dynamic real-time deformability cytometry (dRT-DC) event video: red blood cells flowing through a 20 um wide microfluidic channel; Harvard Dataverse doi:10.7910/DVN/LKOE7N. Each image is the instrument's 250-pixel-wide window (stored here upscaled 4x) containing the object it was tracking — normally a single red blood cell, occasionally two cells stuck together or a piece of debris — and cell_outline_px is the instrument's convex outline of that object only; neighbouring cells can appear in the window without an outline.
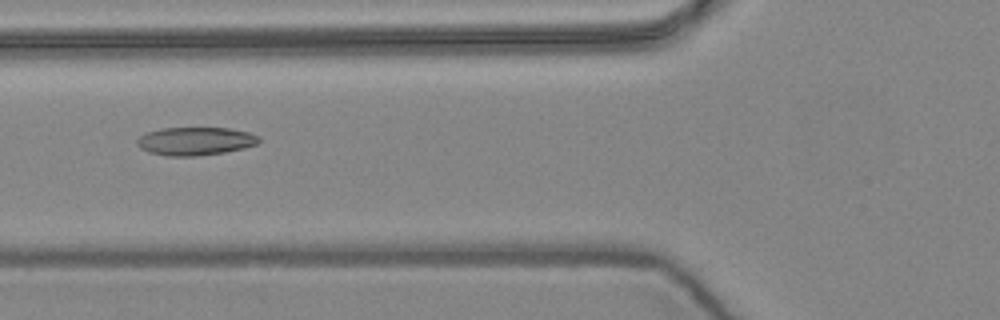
{"species": "common noctule bat (a hibernating species)", "species_latin": "Nyctalus noctula", "temperature_condition": "warm", "stored_images_in_passage": 8, "camera_frame_rate_fps": 3000, "um_per_image_px": 0.085, "animal": {"sex": "female", "body_mass_g": 24.6, "forearm_length_mm": 56.2}, "frame": {"image": 1, "passage_image": 7, "time_ms": 2.0, "image_size_px": [1000, 320], "cell_outline_px": [[260, 140], [256, 144], [244, 148], [224, 152], [196, 156], [164, 156], [148, 152], [140, 148], [136, 144], [136, 140], [140, 136], [148, 132], [160, 128], [228, 128], [248, 132], [256, 136]], "centroid_in_image_um": [16.55, 12.0], "position_along_channel_um": 109.3, "area_um2": 19.94}}
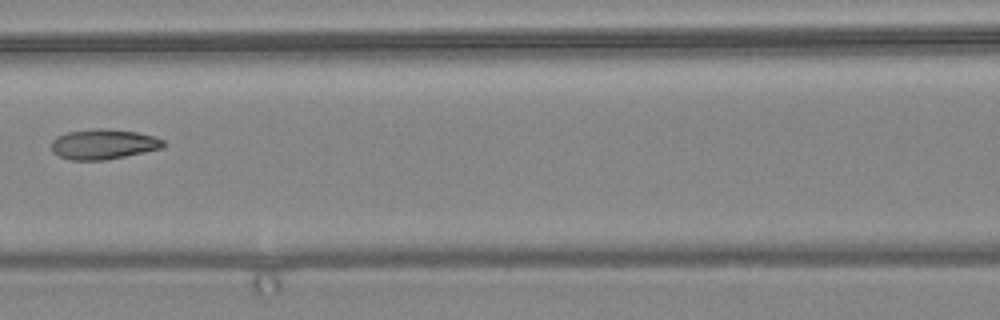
{"frame": {"image": 2, "passage_image": 8, "time_ms": 2.333, "image_size_px": [1000, 320], "cell_outline_px": [[164, 148], [104, 160], [68, 160], [52, 152], [52, 140], [56, 136], [68, 132], [92, 128], [104, 128], [136, 132], [156, 136], [164, 140]], "centroid_in_image_um": [8.79, 12.25], "position_along_channel_um": 157.8, "area_um2": 19.77}}